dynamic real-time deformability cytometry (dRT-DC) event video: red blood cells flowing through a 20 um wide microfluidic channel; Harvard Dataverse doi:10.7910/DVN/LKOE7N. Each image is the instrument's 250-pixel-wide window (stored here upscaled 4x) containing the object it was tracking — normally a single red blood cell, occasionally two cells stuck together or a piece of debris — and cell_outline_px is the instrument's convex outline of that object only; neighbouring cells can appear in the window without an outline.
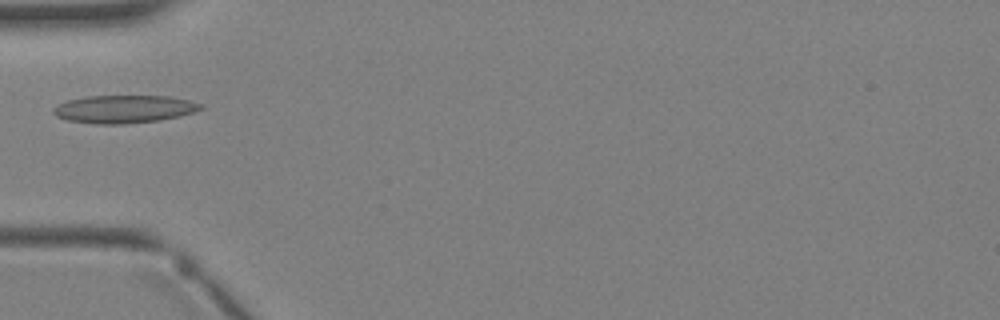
{"species": "Egyptian fruit bat (a non-hibernating species)", "species_latin": "Rousettus aegyptiacus", "temperature_condition": "warm", "stored_images_in_passage": 2, "camera_frame_rate_fps": 3000, "um_per_image_px": 0.085, "animal": {"sex": "female"}, "frame": {"image": 1, "passage_image": 2, "time_ms": 1.333, "image_size_px": [1000, 320], "cell_outline_px": [[204, 108], [180, 116], [160, 120], [124, 124], [96, 124], [68, 120], [56, 116], [52, 112], [52, 108], [68, 100], [88, 96], [168, 96], [188, 100], [204, 104]], "centroid_in_image_um": [10.56, 9.27], "position_along_channel_um": 74.4, "area_um2": 23.87}}